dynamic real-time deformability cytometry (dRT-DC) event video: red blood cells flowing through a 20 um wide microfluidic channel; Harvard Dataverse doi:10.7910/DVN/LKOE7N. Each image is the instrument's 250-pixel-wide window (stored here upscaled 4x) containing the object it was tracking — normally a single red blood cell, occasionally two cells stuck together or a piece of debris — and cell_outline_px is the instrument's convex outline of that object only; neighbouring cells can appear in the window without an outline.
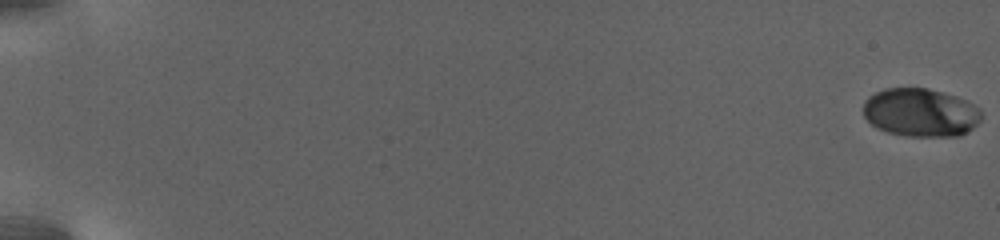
{"species": "human", "species_latin": "Homo sapiens", "temperature_condition": "warm", "stored_images_in_passage": 26, "camera_frame_rate_fps": 3000, "um_per_image_px": 0.085, "donor": {"sex": "female"}, "frame": {"image": 1, "passage_image": 1, "time_ms": 0.0, "image_size_px": [1000, 240], "cell_outline_px": [[980, 120], [972, 128], [960, 136], [908, 136], [888, 132], [872, 124], [864, 116], [864, 104], [868, 96], [884, 88], [928, 88], [956, 96], [972, 104], [980, 112]], "centroid_in_image_um": [78.23, 9.56], "position_along_channel_um": 6.8, "area_um2": 32.89}}